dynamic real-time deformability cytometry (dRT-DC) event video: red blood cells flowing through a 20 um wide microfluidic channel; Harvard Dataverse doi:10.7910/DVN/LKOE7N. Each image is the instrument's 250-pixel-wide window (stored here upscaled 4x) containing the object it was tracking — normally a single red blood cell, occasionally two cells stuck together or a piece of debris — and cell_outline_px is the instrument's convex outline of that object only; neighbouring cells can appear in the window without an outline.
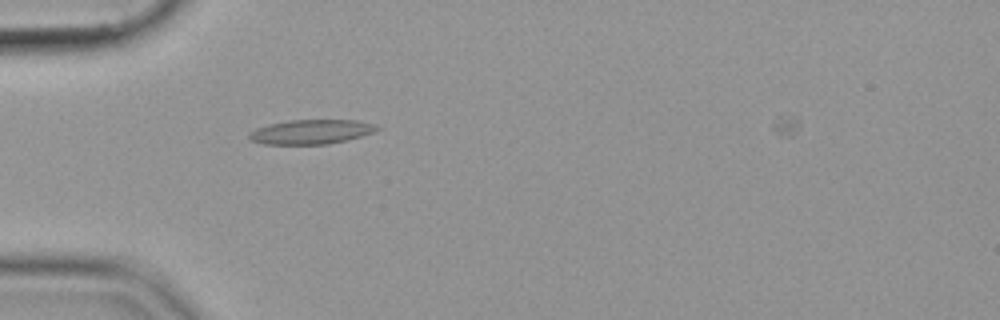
{"species": "common noctule bat (a hibernating species)", "species_latin": "Nyctalus noctula", "temperature_condition": "cold", "stored_images_in_passage": 5, "camera_frame_rate_fps": 3000, "um_per_image_px": 0.085, "animal": {"sex": "female", "body_mass_g": 19.9}, "frame": {"image": 1, "passage_image": 4, "time_ms": 1.0, "image_size_px": [1000, 320], "cell_outline_px": [[380, 128], [372, 132], [360, 136], [328, 144], [264, 144], [252, 140], [248, 136], [248, 132], [256, 128], [268, 124], [288, 120], [356, 120], [372, 124]], "centroid_in_image_um": [26.38, 11.2], "position_along_channel_um": 58.6, "area_um2": 17.98}}